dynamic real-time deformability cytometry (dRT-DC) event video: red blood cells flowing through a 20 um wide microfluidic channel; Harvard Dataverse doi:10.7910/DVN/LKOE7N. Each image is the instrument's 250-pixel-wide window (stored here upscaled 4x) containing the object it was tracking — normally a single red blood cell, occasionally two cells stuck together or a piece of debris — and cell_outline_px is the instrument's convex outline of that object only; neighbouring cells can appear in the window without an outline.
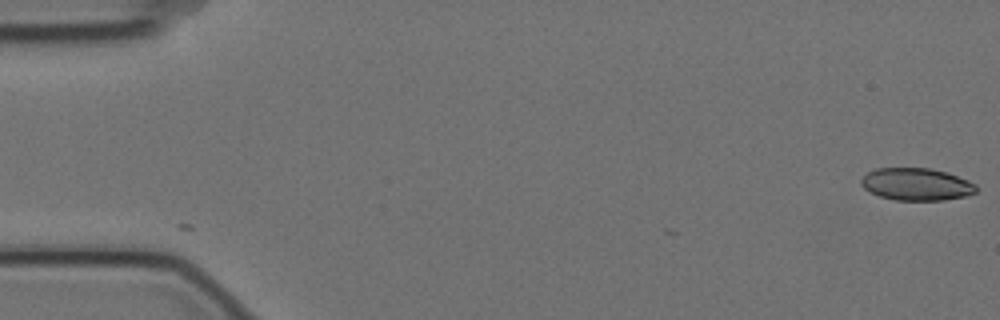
{"species": "Egyptian fruit bat (a non-hibernating species)", "species_latin": "Rousettus aegyptiacus", "temperature_condition": "cold", "stored_images_in_passage": 2, "camera_frame_rate_fps": 3000, "um_per_image_px": 0.085, "animal": {"sex": "female"}, "frame": {"image": 1, "passage_image": 2, "time_ms": 0.333, "image_size_px": [1000, 320], "cell_outline_px": [[976, 192], [964, 196], [944, 200], [896, 200], [880, 196], [864, 188], [860, 184], [860, 180], [868, 172], [876, 168], [932, 168], [968, 180], [976, 184]], "centroid_in_image_um": [77.88, 15.66], "position_along_channel_um": 7.1, "area_um2": 21.5}}